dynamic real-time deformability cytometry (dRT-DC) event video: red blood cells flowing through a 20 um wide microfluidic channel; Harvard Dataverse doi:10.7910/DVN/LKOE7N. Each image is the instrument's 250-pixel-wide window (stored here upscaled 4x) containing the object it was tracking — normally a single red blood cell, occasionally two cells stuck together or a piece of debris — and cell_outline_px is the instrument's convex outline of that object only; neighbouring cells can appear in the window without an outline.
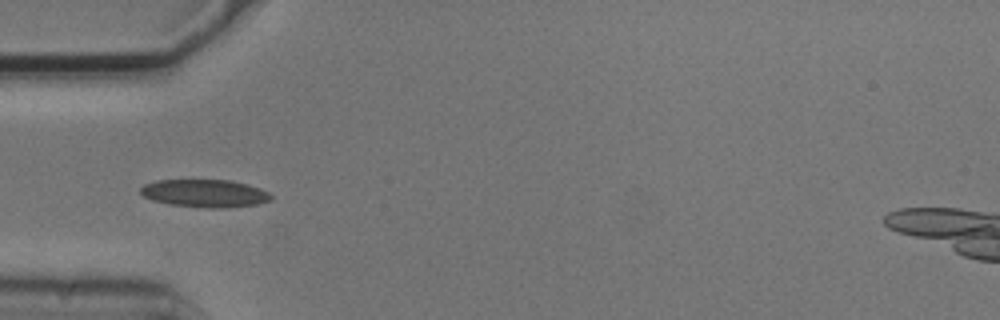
{"species": "common noctule bat (a hibernating species)", "species_latin": "Nyctalus noctula", "temperature_condition": "cold", "stored_images_in_passage": 7, "camera_frame_rate_fps": 3000, "um_per_image_px": 0.085, "animal": {"sex": "male", "body_mass_g": 20.5, "forearm_length_mm": 52.5}, "frame": {"image": 1, "passage_image": 5, "time_ms": 1.333, "image_size_px": [1000, 320], "cell_outline_px": [[272, 200], [256, 204], [224, 208], [208, 208], [168, 204], [152, 200], [144, 196], [140, 192], [140, 188], [144, 184], [156, 180], [228, 180], [248, 184], [260, 188], [268, 192], [272, 196]], "centroid_in_image_um": [17.4, 16.43], "position_along_channel_um": 67.6, "area_um2": 21.15}}
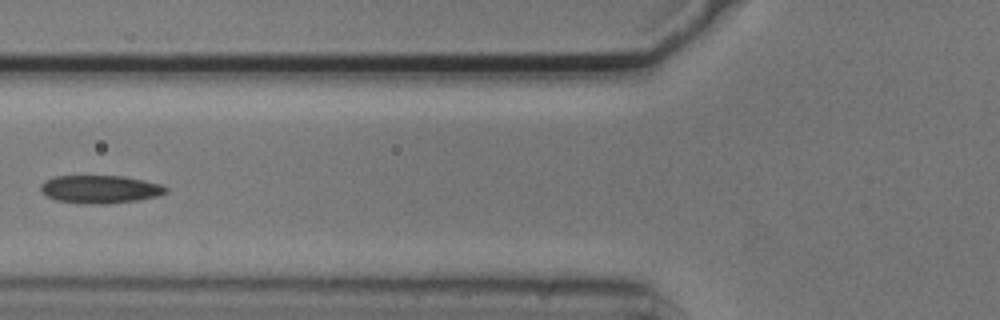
{"frame": {"image": 2, "passage_image": 6, "time_ms": 1.667, "image_size_px": [1000, 320], "cell_outline_px": [[168, 192], [156, 196], [140, 200], [108, 204], [88, 204], [56, 200], [40, 192], [40, 184], [52, 176], [124, 176], [144, 180], [160, 184], [168, 188]], "centroid_in_image_um": [8.51, 16.09], "position_along_channel_um": 117.3, "area_um2": 20.58}}
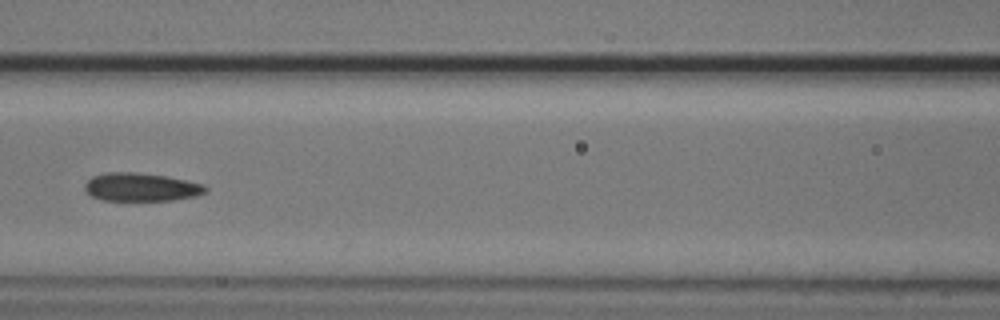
{"frame": {"image": 3, "passage_image": 7, "time_ms": 2.0, "image_size_px": [1000, 320], "cell_outline_px": [[208, 188], [204, 192], [196, 196], [172, 200], [104, 200], [92, 196], [84, 188], [84, 184], [92, 176], [108, 172], [132, 172], [164, 176], [204, 184]], "centroid_in_image_um": [11.98, 15.9], "position_along_channel_um": 154.6, "area_um2": 19.59}}